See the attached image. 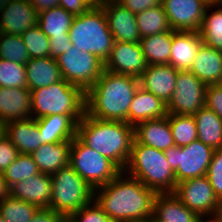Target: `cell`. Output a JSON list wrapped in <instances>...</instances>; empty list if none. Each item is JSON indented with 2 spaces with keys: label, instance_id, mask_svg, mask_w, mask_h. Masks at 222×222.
Listing matches in <instances>:
<instances>
[{
  "label": "cell",
  "instance_id": "cell-47",
  "mask_svg": "<svg viewBox=\"0 0 222 222\" xmlns=\"http://www.w3.org/2000/svg\"><path fill=\"white\" fill-rule=\"evenodd\" d=\"M63 218L50 208H39L30 222H61Z\"/></svg>",
  "mask_w": 222,
  "mask_h": 222
},
{
  "label": "cell",
  "instance_id": "cell-21",
  "mask_svg": "<svg viewBox=\"0 0 222 222\" xmlns=\"http://www.w3.org/2000/svg\"><path fill=\"white\" fill-rule=\"evenodd\" d=\"M134 137L140 144H145L161 151L175 145L168 114L162 118L138 123L134 127Z\"/></svg>",
  "mask_w": 222,
  "mask_h": 222
},
{
  "label": "cell",
  "instance_id": "cell-32",
  "mask_svg": "<svg viewBox=\"0 0 222 222\" xmlns=\"http://www.w3.org/2000/svg\"><path fill=\"white\" fill-rule=\"evenodd\" d=\"M199 33L203 45L222 52V4L214 2L207 6Z\"/></svg>",
  "mask_w": 222,
  "mask_h": 222
},
{
  "label": "cell",
  "instance_id": "cell-38",
  "mask_svg": "<svg viewBox=\"0 0 222 222\" xmlns=\"http://www.w3.org/2000/svg\"><path fill=\"white\" fill-rule=\"evenodd\" d=\"M0 87L27 88L25 65L0 58Z\"/></svg>",
  "mask_w": 222,
  "mask_h": 222
},
{
  "label": "cell",
  "instance_id": "cell-34",
  "mask_svg": "<svg viewBox=\"0 0 222 222\" xmlns=\"http://www.w3.org/2000/svg\"><path fill=\"white\" fill-rule=\"evenodd\" d=\"M38 206L27 203L18 198L8 195L0 202V214L4 222H30Z\"/></svg>",
  "mask_w": 222,
  "mask_h": 222
},
{
  "label": "cell",
  "instance_id": "cell-55",
  "mask_svg": "<svg viewBox=\"0 0 222 222\" xmlns=\"http://www.w3.org/2000/svg\"><path fill=\"white\" fill-rule=\"evenodd\" d=\"M120 0H101V2H118Z\"/></svg>",
  "mask_w": 222,
  "mask_h": 222
},
{
  "label": "cell",
  "instance_id": "cell-31",
  "mask_svg": "<svg viewBox=\"0 0 222 222\" xmlns=\"http://www.w3.org/2000/svg\"><path fill=\"white\" fill-rule=\"evenodd\" d=\"M74 17L63 7H53L49 10L39 12L37 25L49 38L69 36L68 32Z\"/></svg>",
  "mask_w": 222,
  "mask_h": 222
},
{
  "label": "cell",
  "instance_id": "cell-28",
  "mask_svg": "<svg viewBox=\"0 0 222 222\" xmlns=\"http://www.w3.org/2000/svg\"><path fill=\"white\" fill-rule=\"evenodd\" d=\"M37 124L42 144L72 140L76 136L77 124L68 115L40 117Z\"/></svg>",
  "mask_w": 222,
  "mask_h": 222
},
{
  "label": "cell",
  "instance_id": "cell-57",
  "mask_svg": "<svg viewBox=\"0 0 222 222\" xmlns=\"http://www.w3.org/2000/svg\"><path fill=\"white\" fill-rule=\"evenodd\" d=\"M141 222H155L152 218L149 220L141 221Z\"/></svg>",
  "mask_w": 222,
  "mask_h": 222
},
{
  "label": "cell",
  "instance_id": "cell-59",
  "mask_svg": "<svg viewBox=\"0 0 222 222\" xmlns=\"http://www.w3.org/2000/svg\"><path fill=\"white\" fill-rule=\"evenodd\" d=\"M209 3H214L216 0H207Z\"/></svg>",
  "mask_w": 222,
  "mask_h": 222
},
{
  "label": "cell",
  "instance_id": "cell-36",
  "mask_svg": "<svg viewBox=\"0 0 222 222\" xmlns=\"http://www.w3.org/2000/svg\"><path fill=\"white\" fill-rule=\"evenodd\" d=\"M40 173L31 154L19 153L12 164L2 173L8 187Z\"/></svg>",
  "mask_w": 222,
  "mask_h": 222
},
{
  "label": "cell",
  "instance_id": "cell-42",
  "mask_svg": "<svg viewBox=\"0 0 222 222\" xmlns=\"http://www.w3.org/2000/svg\"><path fill=\"white\" fill-rule=\"evenodd\" d=\"M205 98V106L222 119V83L207 85Z\"/></svg>",
  "mask_w": 222,
  "mask_h": 222
},
{
  "label": "cell",
  "instance_id": "cell-43",
  "mask_svg": "<svg viewBox=\"0 0 222 222\" xmlns=\"http://www.w3.org/2000/svg\"><path fill=\"white\" fill-rule=\"evenodd\" d=\"M19 154L17 148L4 135H0V172L3 173Z\"/></svg>",
  "mask_w": 222,
  "mask_h": 222
},
{
  "label": "cell",
  "instance_id": "cell-54",
  "mask_svg": "<svg viewBox=\"0 0 222 222\" xmlns=\"http://www.w3.org/2000/svg\"><path fill=\"white\" fill-rule=\"evenodd\" d=\"M61 222H71V220L68 217H64Z\"/></svg>",
  "mask_w": 222,
  "mask_h": 222
},
{
  "label": "cell",
  "instance_id": "cell-37",
  "mask_svg": "<svg viewBox=\"0 0 222 222\" xmlns=\"http://www.w3.org/2000/svg\"><path fill=\"white\" fill-rule=\"evenodd\" d=\"M0 58L25 65L30 57L22 37L0 32Z\"/></svg>",
  "mask_w": 222,
  "mask_h": 222
},
{
  "label": "cell",
  "instance_id": "cell-23",
  "mask_svg": "<svg viewBox=\"0 0 222 222\" xmlns=\"http://www.w3.org/2000/svg\"><path fill=\"white\" fill-rule=\"evenodd\" d=\"M167 114L166 103L139 86L128 110V124L135 127L140 122L162 118Z\"/></svg>",
  "mask_w": 222,
  "mask_h": 222
},
{
  "label": "cell",
  "instance_id": "cell-8",
  "mask_svg": "<svg viewBox=\"0 0 222 222\" xmlns=\"http://www.w3.org/2000/svg\"><path fill=\"white\" fill-rule=\"evenodd\" d=\"M69 165L93 190L111 182L121 172L111 160L86 146L77 136L72 139Z\"/></svg>",
  "mask_w": 222,
  "mask_h": 222
},
{
  "label": "cell",
  "instance_id": "cell-53",
  "mask_svg": "<svg viewBox=\"0 0 222 222\" xmlns=\"http://www.w3.org/2000/svg\"><path fill=\"white\" fill-rule=\"evenodd\" d=\"M11 0H0V10L6 5V3Z\"/></svg>",
  "mask_w": 222,
  "mask_h": 222
},
{
  "label": "cell",
  "instance_id": "cell-41",
  "mask_svg": "<svg viewBox=\"0 0 222 222\" xmlns=\"http://www.w3.org/2000/svg\"><path fill=\"white\" fill-rule=\"evenodd\" d=\"M218 199H222V149L213 152L206 174Z\"/></svg>",
  "mask_w": 222,
  "mask_h": 222
},
{
  "label": "cell",
  "instance_id": "cell-16",
  "mask_svg": "<svg viewBox=\"0 0 222 222\" xmlns=\"http://www.w3.org/2000/svg\"><path fill=\"white\" fill-rule=\"evenodd\" d=\"M108 27L115 41L140 43L136 14L118 2H101Z\"/></svg>",
  "mask_w": 222,
  "mask_h": 222
},
{
  "label": "cell",
  "instance_id": "cell-35",
  "mask_svg": "<svg viewBox=\"0 0 222 222\" xmlns=\"http://www.w3.org/2000/svg\"><path fill=\"white\" fill-rule=\"evenodd\" d=\"M168 120L176 146L182 147L198 139L193 115L168 114Z\"/></svg>",
  "mask_w": 222,
  "mask_h": 222
},
{
  "label": "cell",
  "instance_id": "cell-11",
  "mask_svg": "<svg viewBox=\"0 0 222 222\" xmlns=\"http://www.w3.org/2000/svg\"><path fill=\"white\" fill-rule=\"evenodd\" d=\"M205 85L190 71H178L176 87L166 104L167 113L175 115H194L205 106Z\"/></svg>",
  "mask_w": 222,
  "mask_h": 222
},
{
  "label": "cell",
  "instance_id": "cell-48",
  "mask_svg": "<svg viewBox=\"0 0 222 222\" xmlns=\"http://www.w3.org/2000/svg\"><path fill=\"white\" fill-rule=\"evenodd\" d=\"M30 4L36 9V11L42 12L49 10L53 7H58L60 0H29Z\"/></svg>",
  "mask_w": 222,
  "mask_h": 222
},
{
  "label": "cell",
  "instance_id": "cell-58",
  "mask_svg": "<svg viewBox=\"0 0 222 222\" xmlns=\"http://www.w3.org/2000/svg\"><path fill=\"white\" fill-rule=\"evenodd\" d=\"M215 3L222 4V0H216Z\"/></svg>",
  "mask_w": 222,
  "mask_h": 222
},
{
  "label": "cell",
  "instance_id": "cell-24",
  "mask_svg": "<svg viewBox=\"0 0 222 222\" xmlns=\"http://www.w3.org/2000/svg\"><path fill=\"white\" fill-rule=\"evenodd\" d=\"M199 218L174 193H157L152 215L155 222H198Z\"/></svg>",
  "mask_w": 222,
  "mask_h": 222
},
{
  "label": "cell",
  "instance_id": "cell-10",
  "mask_svg": "<svg viewBox=\"0 0 222 222\" xmlns=\"http://www.w3.org/2000/svg\"><path fill=\"white\" fill-rule=\"evenodd\" d=\"M62 77L85 93L95 84L104 71V62L90 52L69 47L55 58Z\"/></svg>",
  "mask_w": 222,
  "mask_h": 222
},
{
  "label": "cell",
  "instance_id": "cell-46",
  "mask_svg": "<svg viewBox=\"0 0 222 222\" xmlns=\"http://www.w3.org/2000/svg\"><path fill=\"white\" fill-rule=\"evenodd\" d=\"M59 6L73 16H78L91 7L85 0H60Z\"/></svg>",
  "mask_w": 222,
  "mask_h": 222
},
{
  "label": "cell",
  "instance_id": "cell-3",
  "mask_svg": "<svg viewBox=\"0 0 222 222\" xmlns=\"http://www.w3.org/2000/svg\"><path fill=\"white\" fill-rule=\"evenodd\" d=\"M76 136L89 148L124 171L134 140V126L124 121L100 120L86 113L77 123Z\"/></svg>",
  "mask_w": 222,
  "mask_h": 222
},
{
  "label": "cell",
  "instance_id": "cell-44",
  "mask_svg": "<svg viewBox=\"0 0 222 222\" xmlns=\"http://www.w3.org/2000/svg\"><path fill=\"white\" fill-rule=\"evenodd\" d=\"M118 3L137 14L148 8L161 5V0H120Z\"/></svg>",
  "mask_w": 222,
  "mask_h": 222
},
{
  "label": "cell",
  "instance_id": "cell-33",
  "mask_svg": "<svg viewBox=\"0 0 222 222\" xmlns=\"http://www.w3.org/2000/svg\"><path fill=\"white\" fill-rule=\"evenodd\" d=\"M136 21L141 38L172 30L162 5L137 13Z\"/></svg>",
  "mask_w": 222,
  "mask_h": 222
},
{
  "label": "cell",
  "instance_id": "cell-19",
  "mask_svg": "<svg viewBox=\"0 0 222 222\" xmlns=\"http://www.w3.org/2000/svg\"><path fill=\"white\" fill-rule=\"evenodd\" d=\"M31 90L0 87V123L32 118Z\"/></svg>",
  "mask_w": 222,
  "mask_h": 222
},
{
  "label": "cell",
  "instance_id": "cell-4",
  "mask_svg": "<svg viewBox=\"0 0 222 222\" xmlns=\"http://www.w3.org/2000/svg\"><path fill=\"white\" fill-rule=\"evenodd\" d=\"M124 172L156 193H173L177 185L174 171L168 164L164 152L140 144L135 138Z\"/></svg>",
  "mask_w": 222,
  "mask_h": 222
},
{
  "label": "cell",
  "instance_id": "cell-60",
  "mask_svg": "<svg viewBox=\"0 0 222 222\" xmlns=\"http://www.w3.org/2000/svg\"><path fill=\"white\" fill-rule=\"evenodd\" d=\"M0 222H4L3 218L1 217V214H0Z\"/></svg>",
  "mask_w": 222,
  "mask_h": 222
},
{
  "label": "cell",
  "instance_id": "cell-9",
  "mask_svg": "<svg viewBox=\"0 0 222 222\" xmlns=\"http://www.w3.org/2000/svg\"><path fill=\"white\" fill-rule=\"evenodd\" d=\"M164 155L174 171L177 183L205 176L210 165L214 149L200 140L179 147L172 146L164 150Z\"/></svg>",
  "mask_w": 222,
  "mask_h": 222
},
{
  "label": "cell",
  "instance_id": "cell-39",
  "mask_svg": "<svg viewBox=\"0 0 222 222\" xmlns=\"http://www.w3.org/2000/svg\"><path fill=\"white\" fill-rule=\"evenodd\" d=\"M21 37L30 59L50 56L49 37L41 31L38 25L27 29Z\"/></svg>",
  "mask_w": 222,
  "mask_h": 222
},
{
  "label": "cell",
  "instance_id": "cell-6",
  "mask_svg": "<svg viewBox=\"0 0 222 222\" xmlns=\"http://www.w3.org/2000/svg\"><path fill=\"white\" fill-rule=\"evenodd\" d=\"M68 34L73 47L92 53L104 63L115 41L101 6L90 7L75 16Z\"/></svg>",
  "mask_w": 222,
  "mask_h": 222
},
{
  "label": "cell",
  "instance_id": "cell-40",
  "mask_svg": "<svg viewBox=\"0 0 222 222\" xmlns=\"http://www.w3.org/2000/svg\"><path fill=\"white\" fill-rule=\"evenodd\" d=\"M71 222H113L93 200L68 217Z\"/></svg>",
  "mask_w": 222,
  "mask_h": 222
},
{
  "label": "cell",
  "instance_id": "cell-18",
  "mask_svg": "<svg viewBox=\"0 0 222 222\" xmlns=\"http://www.w3.org/2000/svg\"><path fill=\"white\" fill-rule=\"evenodd\" d=\"M178 70L170 64L147 65L139 78L140 86L168 103L176 87Z\"/></svg>",
  "mask_w": 222,
  "mask_h": 222
},
{
  "label": "cell",
  "instance_id": "cell-45",
  "mask_svg": "<svg viewBox=\"0 0 222 222\" xmlns=\"http://www.w3.org/2000/svg\"><path fill=\"white\" fill-rule=\"evenodd\" d=\"M50 43V57L57 58L63 54L69 47L72 46L69 36H59L55 38H49Z\"/></svg>",
  "mask_w": 222,
  "mask_h": 222
},
{
  "label": "cell",
  "instance_id": "cell-30",
  "mask_svg": "<svg viewBox=\"0 0 222 222\" xmlns=\"http://www.w3.org/2000/svg\"><path fill=\"white\" fill-rule=\"evenodd\" d=\"M170 30L140 39V45L147 65L169 64L173 35Z\"/></svg>",
  "mask_w": 222,
  "mask_h": 222
},
{
  "label": "cell",
  "instance_id": "cell-50",
  "mask_svg": "<svg viewBox=\"0 0 222 222\" xmlns=\"http://www.w3.org/2000/svg\"><path fill=\"white\" fill-rule=\"evenodd\" d=\"M214 216L222 222V199H219Z\"/></svg>",
  "mask_w": 222,
  "mask_h": 222
},
{
  "label": "cell",
  "instance_id": "cell-26",
  "mask_svg": "<svg viewBox=\"0 0 222 222\" xmlns=\"http://www.w3.org/2000/svg\"><path fill=\"white\" fill-rule=\"evenodd\" d=\"M189 71L205 85L221 84L222 52L202 45Z\"/></svg>",
  "mask_w": 222,
  "mask_h": 222
},
{
  "label": "cell",
  "instance_id": "cell-20",
  "mask_svg": "<svg viewBox=\"0 0 222 222\" xmlns=\"http://www.w3.org/2000/svg\"><path fill=\"white\" fill-rule=\"evenodd\" d=\"M3 133L22 154H32L42 145L37 119L34 118L8 122L3 125Z\"/></svg>",
  "mask_w": 222,
  "mask_h": 222
},
{
  "label": "cell",
  "instance_id": "cell-25",
  "mask_svg": "<svg viewBox=\"0 0 222 222\" xmlns=\"http://www.w3.org/2000/svg\"><path fill=\"white\" fill-rule=\"evenodd\" d=\"M72 140L42 144L31 156L41 173L53 174L69 165Z\"/></svg>",
  "mask_w": 222,
  "mask_h": 222
},
{
  "label": "cell",
  "instance_id": "cell-1",
  "mask_svg": "<svg viewBox=\"0 0 222 222\" xmlns=\"http://www.w3.org/2000/svg\"><path fill=\"white\" fill-rule=\"evenodd\" d=\"M156 195L121 171L111 182L94 189L93 200L113 222H141L152 218Z\"/></svg>",
  "mask_w": 222,
  "mask_h": 222
},
{
  "label": "cell",
  "instance_id": "cell-12",
  "mask_svg": "<svg viewBox=\"0 0 222 222\" xmlns=\"http://www.w3.org/2000/svg\"><path fill=\"white\" fill-rule=\"evenodd\" d=\"M173 193L199 217L214 215L219 201L206 175L177 183Z\"/></svg>",
  "mask_w": 222,
  "mask_h": 222
},
{
  "label": "cell",
  "instance_id": "cell-17",
  "mask_svg": "<svg viewBox=\"0 0 222 222\" xmlns=\"http://www.w3.org/2000/svg\"><path fill=\"white\" fill-rule=\"evenodd\" d=\"M9 195L39 208H49L52 197V178L50 174L38 173L9 187Z\"/></svg>",
  "mask_w": 222,
  "mask_h": 222
},
{
  "label": "cell",
  "instance_id": "cell-7",
  "mask_svg": "<svg viewBox=\"0 0 222 222\" xmlns=\"http://www.w3.org/2000/svg\"><path fill=\"white\" fill-rule=\"evenodd\" d=\"M51 178L52 197L49 208L63 217H69L93 201L94 190L70 165L51 174Z\"/></svg>",
  "mask_w": 222,
  "mask_h": 222
},
{
  "label": "cell",
  "instance_id": "cell-2",
  "mask_svg": "<svg viewBox=\"0 0 222 222\" xmlns=\"http://www.w3.org/2000/svg\"><path fill=\"white\" fill-rule=\"evenodd\" d=\"M139 86L140 81L136 77L104 69L85 93L86 114L100 120L128 123V110Z\"/></svg>",
  "mask_w": 222,
  "mask_h": 222
},
{
  "label": "cell",
  "instance_id": "cell-22",
  "mask_svg": "<svg viewBox=\"0 0 222 222\" xmlns=\"http://www.w3.org/2000/svg\"><path fill=\"white\" fill-rule=\"evenodd\" d=\"M202 45L199 32L177 31L172 38L169 64L178 71H189Z\"/></svg>",
  "mask_w": 222,
  "mask_h": 222
},
{
  "label": "cell",
  "instance_id": "cell-5",
  "mask_svg": "<svg viewBox=\"0 0 222 222\" xmlns=\"http://www.w3.org/2000/svg\"><path fill=\"white\" fill-rule=\"evenodd\" d=\"M32 118L54 114L68 115L76 124L86 113L85 92L78 86L62 80L31 90Z\"/></svg>",
  "mask_w": 222,
  "mask_h": 222
},
{
  "label": "cell",
  "instance_id": "cell-13",
  "mask_svg": "<svg viewBox=\"0 0 222 222\" xmlns=\"http://www.w3.org/2000/svg\"><path fill=\"white\" fill-rule=\"evenodd\" d=\"M209 4L207 0H161L171 29L185 32L200 31Z\"/></svg>",
  "mask_w": 222,
  "mask_h": 222
},
{
  "label": "cell",
  "instance_id": "cell-14",
  "mask_svg": "<svg viewBox=\"0 0 222 222\" xmlns=\"http://www.w3.org/2000/svg\"><path fill=\"white\" fill-rule=\"evenodd\" d=\"M147 63L140 43L114 41L110 56L104 63L108 71L140 78Z\"/></svg>",
  "mask_w": 222,
  "mask_h": 222
},
{
  "label": "cell",
  "instance_id": "cell-27",
  "mask_svg": "<svg viewBox=\"0 0 222 222\" xmlns=\"http://www.w3.org/2000/svg\"><path fill=\"white\" fill-rule=\"evenodd\" d=\"M27 88L29 90L48 87L62 81L63 77L54 58L43 57L29 59L25 64Z\"/></svg>",
  "mask_w": 222,
  "mask_h": 222
},
{
  "label": "cell",
  "instance_id": "cell-49",
  "mask_svg": "<svg viewBox=\"0 0 222 222\" xmlns=\"http://www.w3.org/2000/svg\"><path fill=\"white\" fill-rule=\"evenodd\" d=\"M9 195V187L3 178V174L0 172V202L3 201Z\"/></svg>",
  "mask_w": 222,
  "mask_h": 222
},
{
  "label": "cell",
  "instance_id": "cell-56",
  "mask_svg": "<svg viewBox=\"0 0 222 222\" xmlns=\"http://www.w3.org/2000/svg\"><path fill=\"white\" fill-rule=\"evenodd\" d=\"M3 134V125L0 123V135Z\"/></svg>",
  "mask_w": 222,
  "mask_h": 222
},
{
  "label": "cell",
  "instance_id": "cell-29",
  "mask_svg": "<svg viewBox=\"0 0 222 222\" xmlns=\"http://www.w3.org/2000/svg\"><path fill=\"white\" fill-rule=\"evenodd\" d=\"M198 140L214 150L222 149V119L206 106L194 115Z\"/></svg>",
  "mask_w": 222,
  "mask_h": 222
},
{
  "label": "cell",
  "instance_id": "cell-52",
  "mask_svg": "<svg viewBox=\"0 0 222 222\" xmlns=\"http://www.w3.org/2000/svg\"><path fill=\"white\" fill-rule=\"evenodd\" d=\"M91 7L100 6L101 0H85Z\"/></svg>",
  "mask_w": 222,
  "mask_h": 222
},
{
  "label": "cell",
  "instance_id": "cell-51",
  "mask_svg": "<svg viewBox=\"0 0 222 222\" xmlns=\"http://www.w3.org/2000/svg\"><path fill=\"white\" fill-rule=\"evenodd\" d=\"M198 222H221V221L218 220L214 215H212V216H202V217L199 218Z\"/></svg>",
  "mask_w": 222,
  "mask_h": 222
},
{
  "label": "cell",
  "instance_id": "cell-15",
  "mask_svg": "<svg viewBox=\"0 0 222 222\" xmlns=\"http://www.w3.org/2000/svg\"><path fill=\"white\" fill-rule=\"evenodd\" d=\"M0 32L21 36L38 24L39 13L29 0H11L0 10Z\"/></svg>",
  "mask_w": 222,
  "mask_h": 222
}]
</instances>
